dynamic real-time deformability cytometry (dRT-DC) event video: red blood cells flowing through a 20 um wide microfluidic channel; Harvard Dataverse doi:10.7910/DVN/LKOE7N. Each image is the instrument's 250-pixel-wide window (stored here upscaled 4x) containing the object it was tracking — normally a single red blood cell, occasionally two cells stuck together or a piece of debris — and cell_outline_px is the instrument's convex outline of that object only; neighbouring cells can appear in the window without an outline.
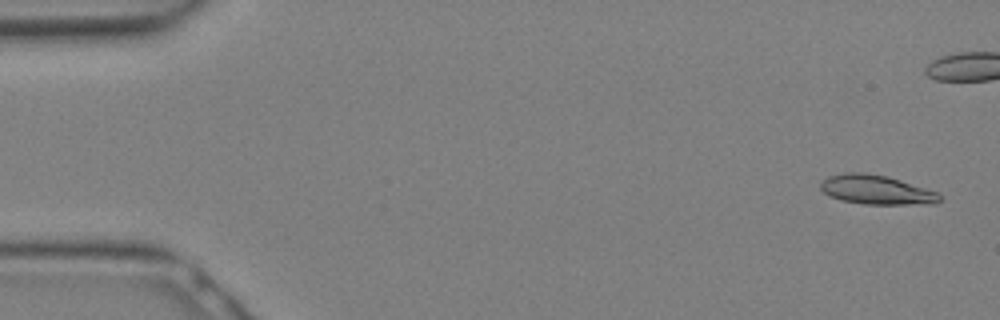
{"species": "Egyptian fruit bat (a non-hibernating species)", "species_latin": "Rousettus aegyptiacus", "temperature_condition": "warm", "stored_images_in_passage": 29, "camera_frame_rate_fps": 3000, "um_per_image_px": 0.085, "animal": {"sex": "female"}, "frame": {"image": 1, "passage_image": 2, "time_ms": 0.333, "image_size_px": [1000, 320], "cell_outline_px": [[940, 200], [936, 204], [864, 204], [840, 200], [828, 196], [820, 188], [820, 184], [828, 176], [844, 172], [864, 172], [888, 176], [940, 192]], "centroid_in_image_um": [74.51, 16.13], "position_along_channel_um": 10.5, "area_um2": 20.58}}
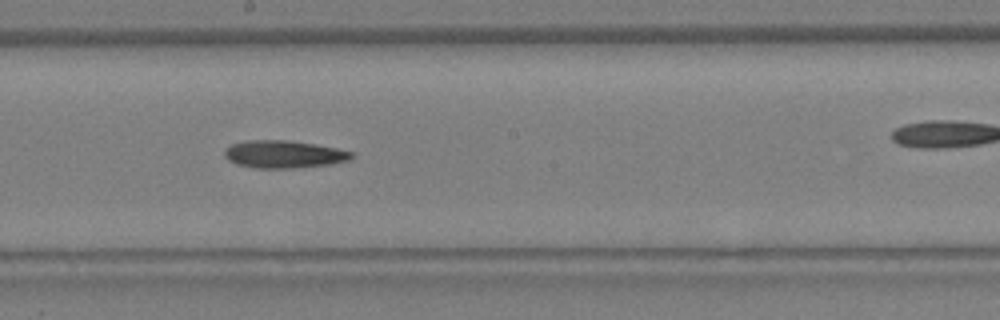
{"frame": {"image": 2, "passage_image": 17, "time_ms": 5.333, "image_size_px": [1000, 320], "cell_outline_px": [[352, 156], [348, 160], [332, 164], [288, 168], [256, 168], [236, 164], [228, 160], [224, 156], [224, 148], [232, 144], [244, 140], [288, 140], [316, 144], [336, 148], [352, 152]], "centroid_in_image_um": [24.07, 13.1], "position_along_channel_um": 224.1, "area_um2": 20.4}}
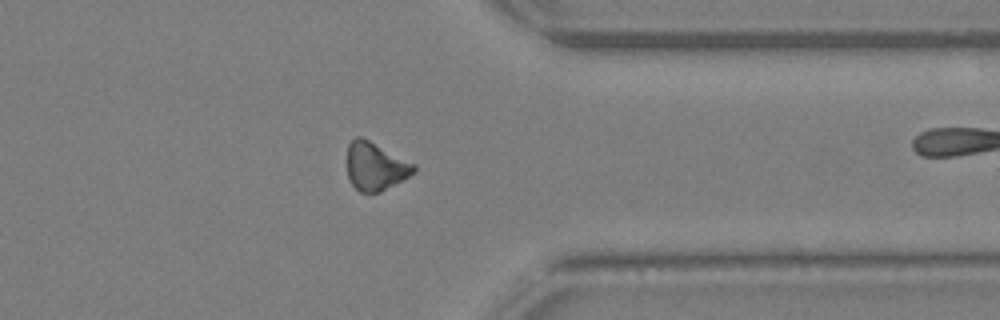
{"frame": {"image": 3, "passage_image": 24, "time_ms": 7.667, "image_size_px": [1000, 320], "cell_outline_px": [[416, 172], [380, 192], [360, 192], [352, 184], [348, 176], [348, 144], [356, 136], [360, 136], [416, 164]], "centroid_in_image_um": [31.92, 14.14], "position_along_channel_um": 379.5, "area_um2": 18.44}}